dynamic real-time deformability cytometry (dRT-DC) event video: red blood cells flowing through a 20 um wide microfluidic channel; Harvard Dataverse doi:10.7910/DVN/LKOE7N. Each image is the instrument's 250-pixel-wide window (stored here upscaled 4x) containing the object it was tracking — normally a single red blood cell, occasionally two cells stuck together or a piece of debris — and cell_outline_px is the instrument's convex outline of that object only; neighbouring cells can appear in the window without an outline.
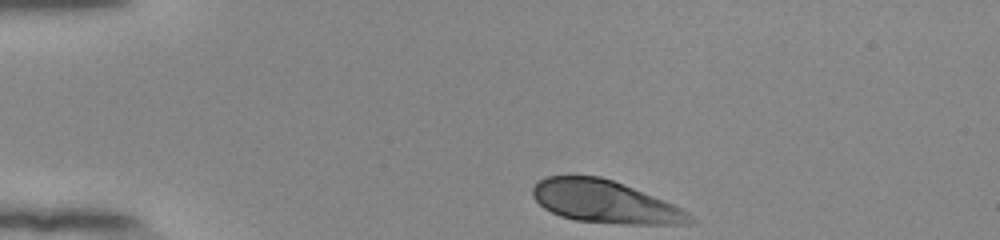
{"species": "human", "species_latin": "Homo sapiens", "temperature_condition": "room temperature", "stored_images_in_passage": 36, "camera_frame_rate_fps": 3000, "um_per_image_px": 0.085, "donor": {"sex": "female"}, "frame": {"image": 1, "passage_image": 1, "time_ms": 0.0, "image_size_px": [1000, 240], "cell_outline_px": [[696, 220], [692, 224], [628, 224], [576, 220], [560, 216], [544, 208], [532, 196], [532, 188], [540, 180], [548, 176], [600, 176], [612, 180], [672, 204], [688, 212]], "centroid_in_image_um": [51.41, 17.16], "position_along_channel_um": 33.6, "area_um2": 38.38}}
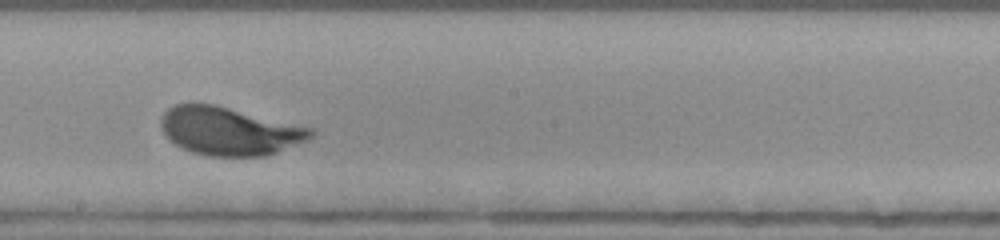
{"frame": {"image": 2, "passage_image": 21, "time_ms": 6.667, "image_size_px": [1000, 240], "cell_outline_px": [[316, 132], [308, 140], [276, 152], [264, 156], [208, 156], [192, 152], [180, 148], [160, 128], [160, 120], [164, 112], [168, 108], [176, 104], [192, 100], [216, 104], [316, 128]], "centroid_in_image_um": [19.49, 11.1], "position_along_channel_um": 228.7, "area_um2": 42.89}}
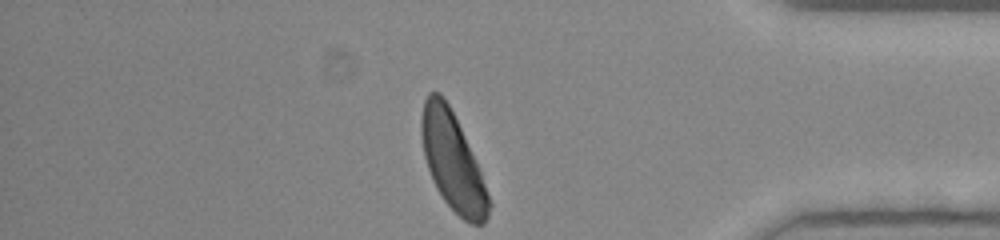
{"frame": {"image": 3, "passage_image": 36, "time_ms": 11.667, "image_size_px": [1000, 240], "cell_outline_px": [[492, 204], [488, 216], [484, 224], [472, 224], [464, 220], [444, 200], [436, 188], [432, 180], [424, 156], [420, 132], [420, 120], [424, 100], [428, 92], [440, 92], [444, 96], [460, 128], [480, 172]], "centroid_in_image_um": [38.45, 13.73], "position_along_channel_um": 396.8, "area_um2": 37.86}, "authors_computed_cell_mechanics": {"area_um2": 41.038, "velocity_mm_per_s": 3.8381, "shape_relaxation_time_tau1_ms": 2.2268, "shape_relaxation_time_tau2_ms": null, "deformation_change_tau1": 0.1514, "deformation_change_tau2": null}}